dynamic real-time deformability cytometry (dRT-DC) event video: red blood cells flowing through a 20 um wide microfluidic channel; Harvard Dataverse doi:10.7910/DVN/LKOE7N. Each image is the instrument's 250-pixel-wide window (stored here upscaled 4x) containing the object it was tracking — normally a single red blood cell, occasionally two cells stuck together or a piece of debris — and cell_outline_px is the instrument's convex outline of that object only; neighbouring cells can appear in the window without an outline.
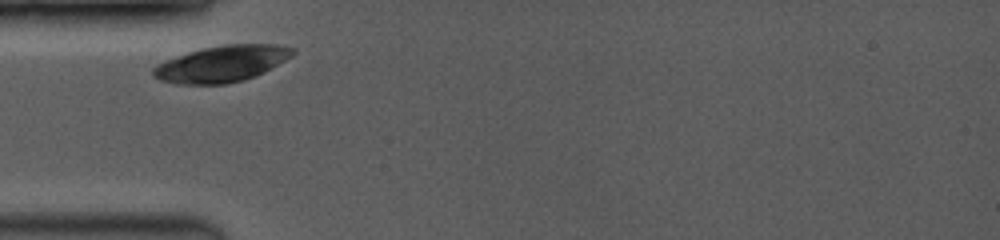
{"species": "common noctule bat (a hibernating species)", "species_latin": "Nyctalus noctula", "temperature_condition": "room temperature", "stored_images_in_passage": 2, "camera_frame_rate_fps": 3500, "um_per_image_px": 0.085, "animal": {"sex": "female", "body_mass_g": 19.0, "forearm_length_mm": 53.3}, "frame": {"image": 1, "passage_image": 1, "time_ms": 0.0, "image_size_px": [1000, 240], "cell_outline_px": [[296, 52], [292, 56], [264, 72], [244, 80], [224, 84], [176, 84], [160, 80], [152, 76], [152, 68], [156, 64], [164, 60], [200, 48], [224, 44], [276, 44], [296, 48]], "centroid_in_image_um": [18.83, 5.41], "position_along_channel_um": 66.2, "area_um2": 29.77}}
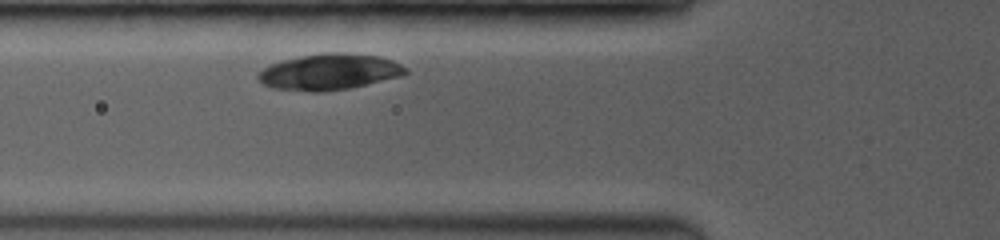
{"frame": {"image": 2, "passage_image": 2, "time_ms": 0.857, "image_size_px": [1000, 240], "cell_outline_px": [[408, 72], [404, 76], [348, 88], [320, 92], [312, 92], [272, 88], [264, 84], [256, 76], [264, 68], [272, 64], [284, 60], [300, 56], [324, 52], [344, 52], [380, 56], [392, 60], [408, 68]], "centroid_in_image_um": [28.04, 6.1], "position_along_channel_um": 97.8, "area_um2": 31.04}}